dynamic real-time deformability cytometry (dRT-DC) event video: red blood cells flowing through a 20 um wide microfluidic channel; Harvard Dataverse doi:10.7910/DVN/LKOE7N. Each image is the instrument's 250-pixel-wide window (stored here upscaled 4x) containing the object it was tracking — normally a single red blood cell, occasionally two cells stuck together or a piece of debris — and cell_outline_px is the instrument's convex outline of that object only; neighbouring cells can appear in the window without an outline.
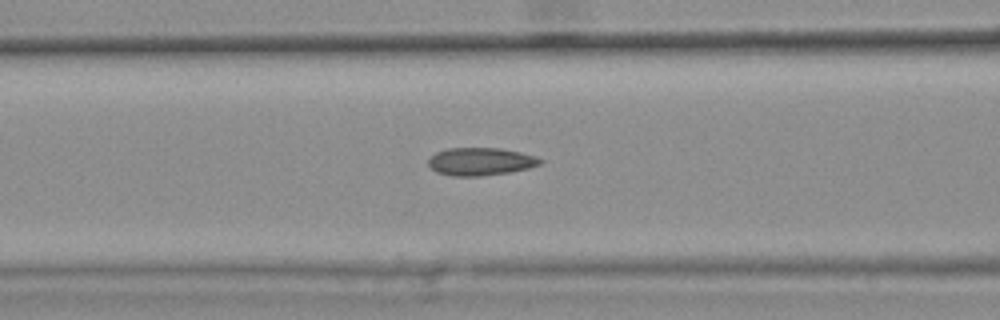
{"species": "common noctule bat (a hibernating species)", "species_latin": "Nyctalus noctula", "temperature_condition": "warm", "stored_images_in_passage": 49, "camera_frame_rate_fps": 3000, "um_per_image_px": 0.085, "animal": {"sex": "female", "body_mass_g": 25.1}, "frame": {"image": 1, "passage_image": 22, "time_ms": 7.0, "image_size_px": [1000, 320], "cell_outline_px": [[544, 160], [540, 164], [528, 168], [508, 172], [480, 176], [456, 176], [436, 172], [428, 164], [428, 160], [436, 152], [448, 148], [500, 148], [520, 152]], "centroid_in_image_um": [40.82, 13.72], "position_along_channel_um": 125.8, "area_um2": 17.86}, "authors_computed_cell_mechanics": {"area_um2": 17.6868, "velocity_mm_per_s": 3.7156, "shape_relaxation_time_tau1_ms": null, "shape_relaxation_time_tau2_ms": 3.7029, "deformation_change_tau1": null, "deformation_change_tau2": 0.1103}}